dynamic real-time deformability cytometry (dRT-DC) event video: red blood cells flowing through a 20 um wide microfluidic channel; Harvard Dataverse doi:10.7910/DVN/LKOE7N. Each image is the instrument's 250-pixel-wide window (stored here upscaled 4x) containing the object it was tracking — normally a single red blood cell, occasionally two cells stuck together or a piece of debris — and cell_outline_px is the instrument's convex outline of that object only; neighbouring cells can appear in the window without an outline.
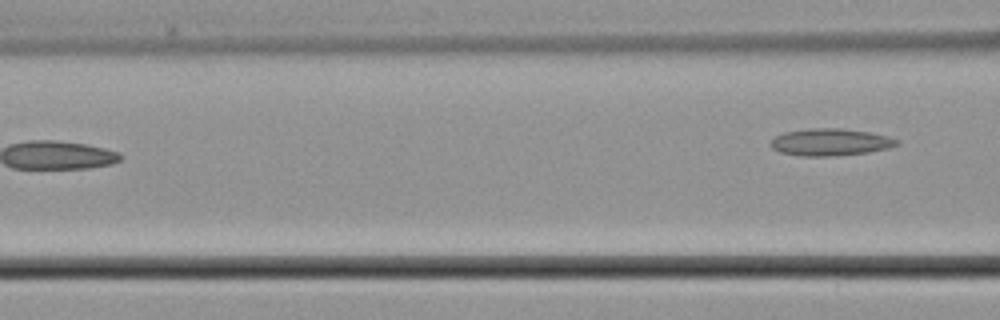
{"species": "common noctule bat (a hibernating species)", "species_latin": "Nyctalus noctula", "temperature_condition": "cold", "stored_images_in_passage": 7, "camera_frame_rate_fps": 3000, "um_per_image_px": 0.085, "animal": {"sex": "male", "body_mass_g": 21.5, "forearm_length_mm": 52.0}, "frame": {"image": 1, "passage_image": 7, "time_ms": 8.333, "image_size_px": [1000, 320], "cell_outline_px": [[900, 144], [888, 148], [868, 152], [832, 156], [800, 156], [780, 152], [772, 148], [772, 140], [776, 136], [784, 132], [808, 128], [840, 128], [868, 132], [888, 136], [900, 140]], "centroid_in_image_um": [70.6, 12.08], "position_along_channel_um": 96.0, "area_um2": 19.88}}